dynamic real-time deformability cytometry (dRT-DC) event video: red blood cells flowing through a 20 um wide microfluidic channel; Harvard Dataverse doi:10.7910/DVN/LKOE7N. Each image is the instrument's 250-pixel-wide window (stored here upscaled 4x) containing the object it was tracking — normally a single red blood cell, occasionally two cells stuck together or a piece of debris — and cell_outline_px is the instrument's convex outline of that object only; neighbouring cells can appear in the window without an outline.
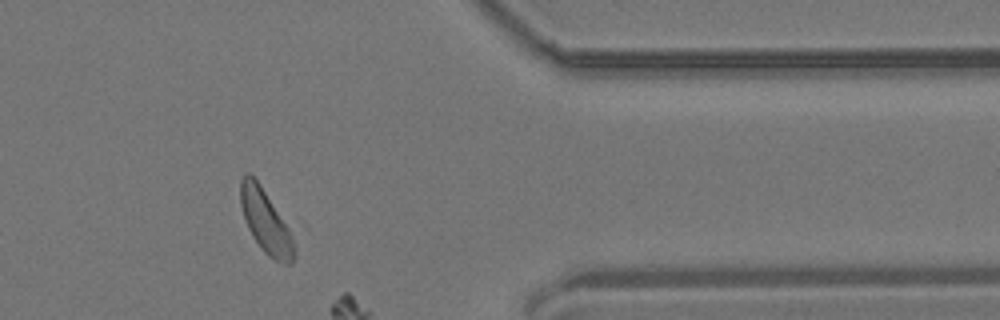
{"species": "common noctule bat (a hibernating species)", "species_latin": "Nyctalus noctula", "temperature_condition": "room temperature", "stored_images_in_passage": 55, "segment_of_instrument_passage": [2, 2], "camera_frame_rate_fps": 3000, "um_per_image_px": 0.085, "animal": {"sex": "male", "body_mass_g": 19.2, "forearm_length_mm": 51.8}, "frame": {"image": 1, "passage_image": 44, "time_ms": 14.333, "image_size_px": [1000, 320], "cell_outline_px": [[308, 228], [292, 264], [284, 264], [268, 256], [264, 252], [252, 236], [248, 228], [240, 204], [240, 180], [244, 172], [248, 172], [304, 224]], "centroid_in_image_um": [22.99, 18.82], "position_along_channel_um": 388.4, "area_um2": 24.74}}